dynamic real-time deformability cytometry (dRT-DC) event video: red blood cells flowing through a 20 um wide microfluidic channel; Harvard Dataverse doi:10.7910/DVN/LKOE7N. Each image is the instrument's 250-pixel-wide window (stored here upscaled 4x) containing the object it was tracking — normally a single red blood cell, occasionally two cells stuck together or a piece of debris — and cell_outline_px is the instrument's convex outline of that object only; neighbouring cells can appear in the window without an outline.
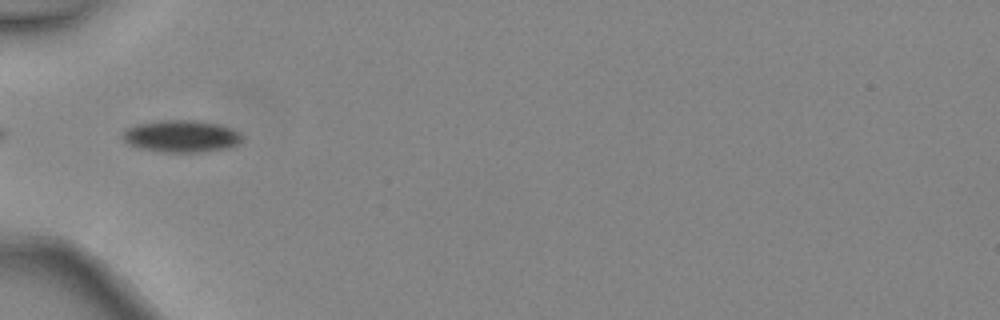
{"species": "common noctule bat (a hibernating species)", "species_latin": "Nyctalus noctula", "temperature_condition": "warm", "stored_images_in_passage": 3, "camera_frame_rate_fps": 3000, "um_per_image_px": 0.085, "animal": {"sex": "female", "body_mass_g": 24.6, "forearm_length_mm": 56.2}, "frame": {"image": 1, "passage_image": 2, "time_ms": 0.333, "image_size_px": [1000, 320], "cell_outline_px": [[244, 136], [236, 144], [228, 148], [204, 152], [160, 152], [140, 148], [128, 144], [120, 136], [128, 128], [136, 124], [156, 120], [200, 120], [232, 128], [240, 132]], "centroid_in_image_um": [15.4, 11.57], "position_along_channel_um": 69.6, "area_um2": 22.54}}
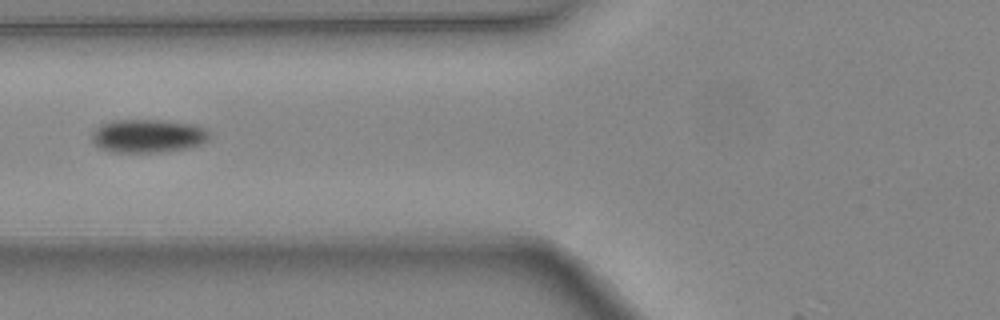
{"frame": {"image": 2, "passage_image": 3, "time_ms": 0.667, "image_size_px": [1000, 320], "cell_outline_px": [[208, 140], [200, 144], [188, 148], [168, 152], [108, 152], [100, 148], [92, 140], [92, 132], [100, 124], [108, 120], [164, 120], [196, 124], [208, 128]], "centroid_in_image_um": [12.58, 11.55], "position_along_channel_um": 113.2, "area_um2": 23.29}}